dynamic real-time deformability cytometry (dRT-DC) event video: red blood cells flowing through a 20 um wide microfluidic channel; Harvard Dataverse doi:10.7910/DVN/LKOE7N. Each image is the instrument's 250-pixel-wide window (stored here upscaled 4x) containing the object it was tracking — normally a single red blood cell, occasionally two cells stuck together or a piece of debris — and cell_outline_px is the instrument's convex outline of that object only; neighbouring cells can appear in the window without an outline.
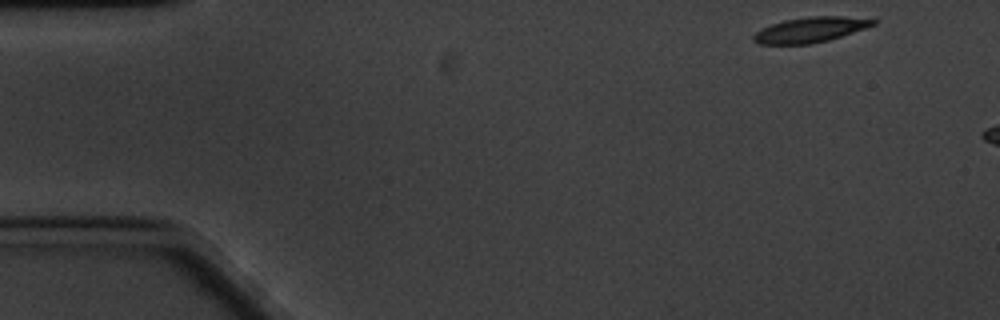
{"species": "common noctule bat (a hibernating species)", "species_latin": "Nyctalus noctula", "temperature_condition": "cold", "stored_images_in_passage": 7, "camera_frame_rate_fps": 3000, "um_per_image_px": 0.085, "animal": {"sex": "male", "body_mass_g": 20.1, "forearm_length_mm": 53.5}, "frame": {"image": 1, "passage_image": 1, "time_ms": 0.0, "image_size_px": [1000, 320], "cell_outline_px": [[876, 24], [828, 40], [812, 44], [760, 44], [752, 40], [752, 36], [760, 28], [784, 20], [812, 16], [844, 16], [876, 20]], "centroid_in_image_um": [68.82, 2.53], "position_along_channel_um": 16.2, "area_um2": 17.4}}